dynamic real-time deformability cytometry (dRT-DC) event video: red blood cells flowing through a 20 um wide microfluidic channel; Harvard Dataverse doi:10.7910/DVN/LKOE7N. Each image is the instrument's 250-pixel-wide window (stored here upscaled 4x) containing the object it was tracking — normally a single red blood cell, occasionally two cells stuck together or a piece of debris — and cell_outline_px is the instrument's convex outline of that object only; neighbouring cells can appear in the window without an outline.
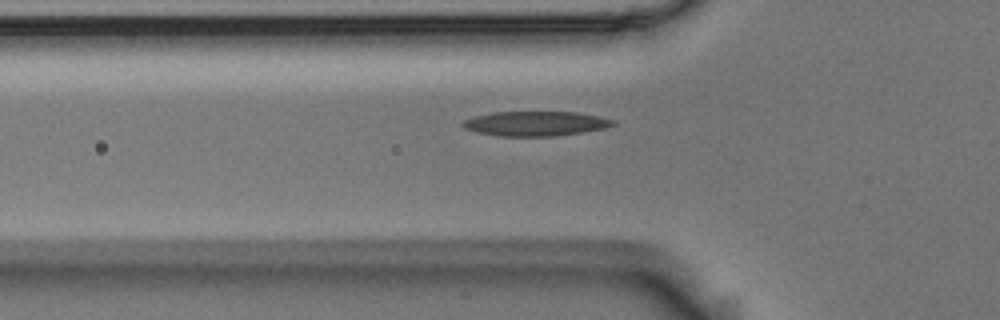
{"species": "Egyptian fruit bat (a non-hibernating species)", "species_latin": "Rousettus aegyptiacus", "temperature_condition": "room temperature", "stored_images_in_passage": 30, "camera_frame_rate_fps": 3000, "um_per_image_px": 0.085, "animal": {"sex": "male"}, "frame": {"image": 1, "passage_image": 8, "time_ms": 2.333, "image_size_px": [1000, 320], "cell_outline_px": [[616, 124], [604, 128], [556, 136], [500, 136], [476, 132], [464, 128], [460, 124], [464, 120], [476, 116], [492, 112], [576, 112], [600, 116], [616, 120]], "centroid_in_image_um": [45.52, 10.5], "position_along_channel_um": 80.3, "area_um2": 21.56}}
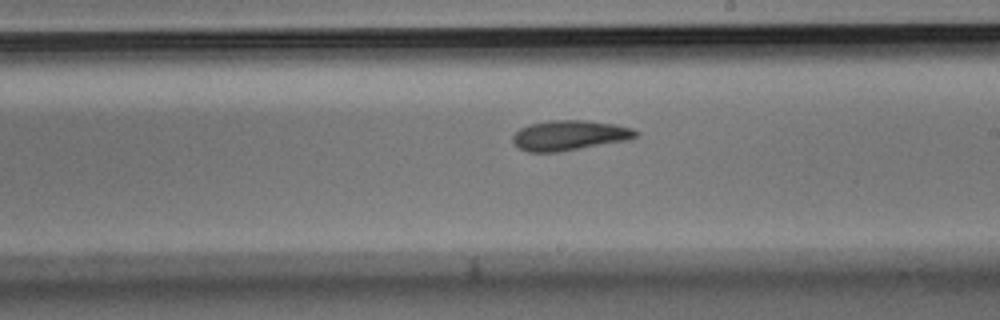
{"frame": {"image": 2, "passage_image": 21, "time_ms": 6.667, "image_size_px": [1000, 320], "cell_outline_px": [[640, 136], [628, 140], [556, 152], [528, 152], [520, 148], [512, 140], [512, 136], [520, 128], [532, 124], [548, 120], [588, 120], [616, 124], [632, 128], [640, 132]], "centroid_in_image_um": [48.46, 11.49], "position_along_channel_um": 240.5, "area_um2": 21.56}}
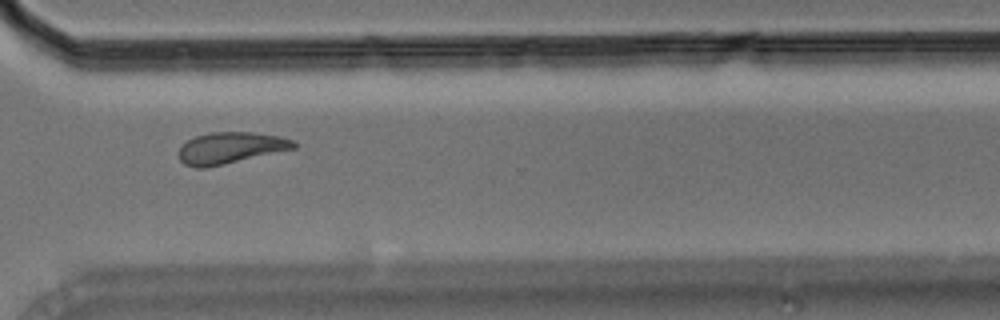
{"frame": {"image": 3, "passage_image": 30, "time_ms": 9.667, "image_size_px": [1000, 320], "cell_outline_px": [[296, 148], [224, 164], [204, 168], [196, 168], [184, 164], [180, 160], [180, 148], [188, 140], [196, 136], [212, 132], [252, 132], [280, 136], [292, 140], [296, 144]], "centroid_in_image_um": [19.6, 12.57], "position_along_channel_um": 351.0, "area_um2": 20.81}}